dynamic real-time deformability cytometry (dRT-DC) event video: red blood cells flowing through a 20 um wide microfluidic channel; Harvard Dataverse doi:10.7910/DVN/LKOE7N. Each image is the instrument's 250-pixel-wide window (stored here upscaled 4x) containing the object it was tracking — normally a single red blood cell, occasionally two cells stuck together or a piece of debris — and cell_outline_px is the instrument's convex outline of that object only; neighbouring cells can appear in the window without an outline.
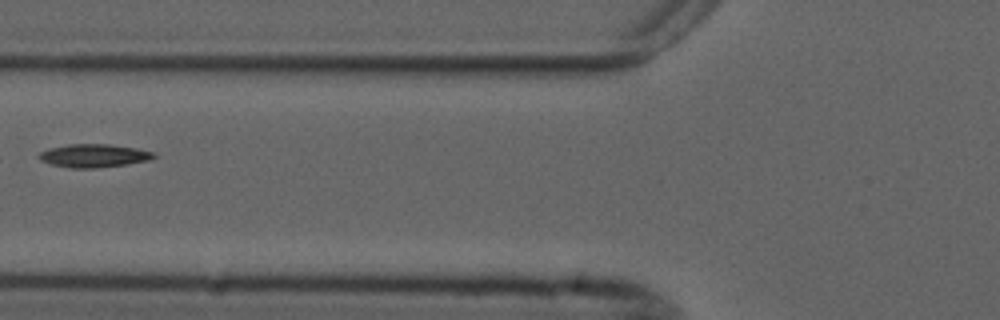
{"species": "common noctule bat (a hibernating species)", "species_latin": "Nyctalus noctula", "temperature_condition": "cold", "stored_images_in_passage": 3, "camera_frame_rate_fps": 3000, "um_per_image_px": 0.085, "animal": {"sex": "male", "forearm_length_mm": 52.5}, "frame": {"image": 1, "passage_image": 3, "time_ms": 2.333, "image_size_px": [1000, 320], "cell_outline_px": [[156, 156], [148, 160], [128, 164], [92, 168], [72, 168], [52, 164], [40, 160], [36, 156], [40, 152], [48, 148], [68, 144], [108, 144], [136, 148], [156, 152]], "centroid_in_image_um": [7.96, 13.22], "position_along_channel_um": 117.8, "area_um2": 15.55}}